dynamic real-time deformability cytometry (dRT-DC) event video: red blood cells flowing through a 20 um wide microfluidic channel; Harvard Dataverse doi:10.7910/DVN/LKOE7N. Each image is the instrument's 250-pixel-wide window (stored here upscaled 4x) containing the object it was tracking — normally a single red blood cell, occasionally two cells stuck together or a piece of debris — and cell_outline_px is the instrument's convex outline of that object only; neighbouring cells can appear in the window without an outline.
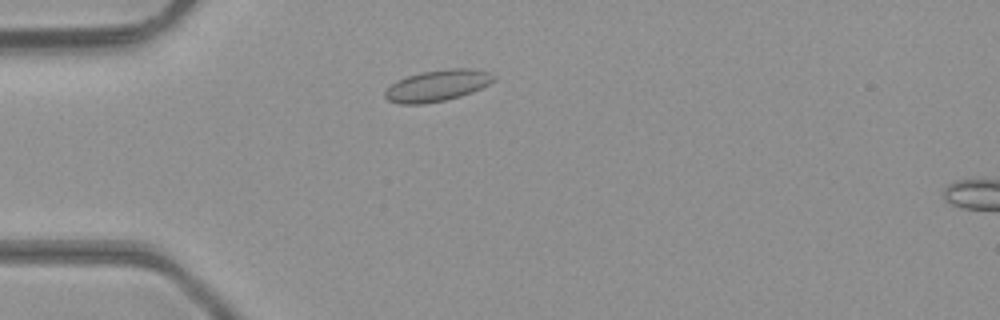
{"species": "common noctule bat (a hibernating species)", "species_latin": "Nyctalus noctula", "temperature_condition": "room temperature", "stored_images_in_passage": 35, "camera_frame_rate_fps": 3000, "um_per_image_px": 0.085, "animal": {"sex": "male", "body_mass_g": 23.1, "forearm_length_mm": 52.7}, "frame": {"image": 1, "passage_image": 1, "time_ms": 0.0, "image_size_px": [1000, 320], "cell_outline_px": [[496, 80], [472, 92], [460, 96], [444, 100], [424, 104], [400, 104], [388, 100], [384, 96], [384, 92], [392, 84], [408, 76], [420, 72], [452, 68], [472, 68], [488, 72], [496, 76]], "centroid_in_image_um": [37.19, 7.27], "position_along_channel_um": 47.8, "area_um2": 19.71}}
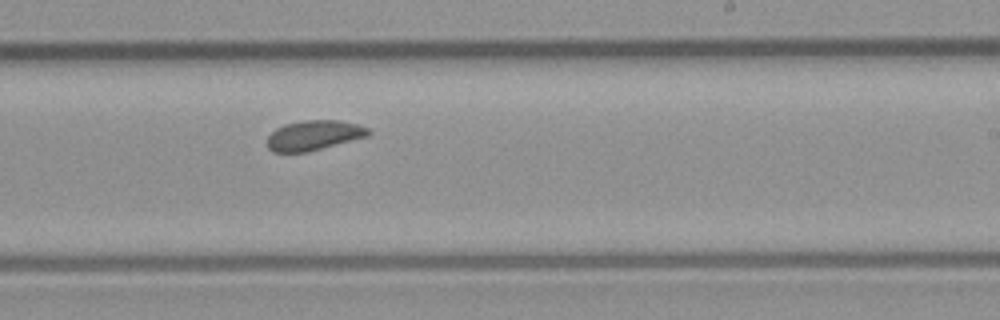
{"frame": {"image": 2, "passage_image": 17, "time_ms": 5.333, "image_size_px": [1000, 320], "cell_outline_px": [[372, 132], [368, 136], [308, 152], [272, 152], [268, 148], [268, 136], [276, 128], [284, 124], [304, 120], [340, 120], [356, 124], [368, 128]], "centroid_in_image_um": [26.68, 11.5], "position_along_channel_um": 262.3, "area_um2": 17.63}}
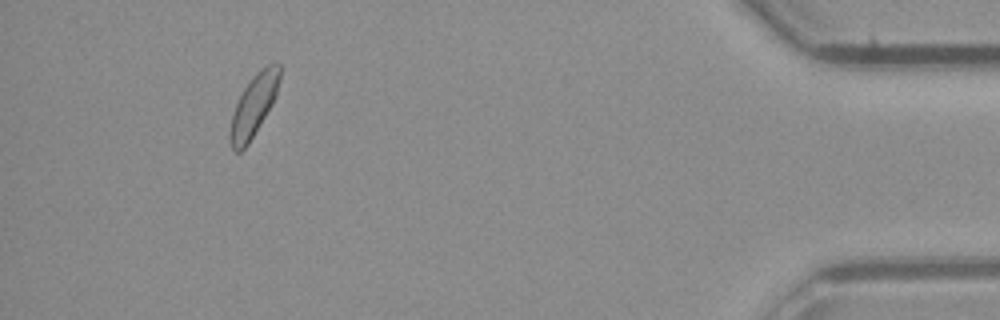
{"frame": {"image": 3, "passage_image": 32, "time_ms": 10.333, "image_size_px": [1000, 320], "cell_outline_px": [[280, 80], [276, 96], [272, 104], [248, 144], [240, 152], [236, 152], [232, 148], [228, 136], [232, 112], [244, 88], [252, 76], [256, 72], [268, 64], [280, 64]], "centroid_in_image_um": [21.55, 8.98], "position_along_channel_um": 413.7, "area_um2": 17.74}}